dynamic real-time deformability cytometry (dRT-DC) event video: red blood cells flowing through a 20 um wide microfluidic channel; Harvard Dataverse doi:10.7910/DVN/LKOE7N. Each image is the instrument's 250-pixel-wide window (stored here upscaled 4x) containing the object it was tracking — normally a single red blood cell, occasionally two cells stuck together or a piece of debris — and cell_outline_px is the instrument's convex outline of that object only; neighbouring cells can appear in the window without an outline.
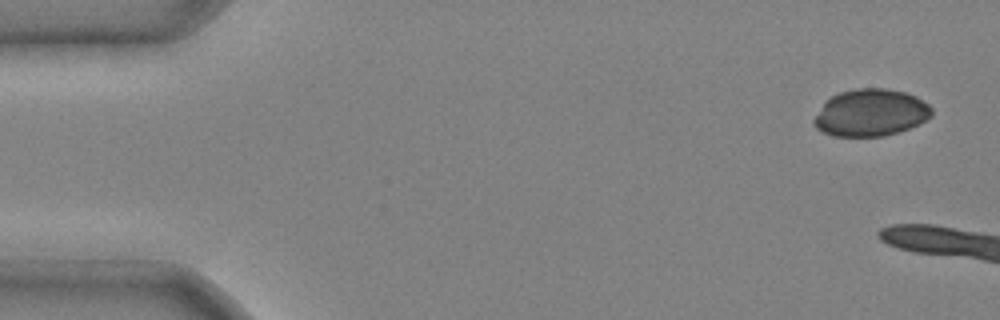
{"species": "common noctule bat (a hibernating species)", "species_latin": "Nyctalus noctula", "temperature_condition": "cold", "stored_images_in_passage": 4, "camera_frame_rate_fps": 3000, "um_per_image_px": 0.085, "animal": {"sex": "male", "body_mass_g": 20.4}, "frame": {"image": 1, "passage_image": 1, "time_ms": 0.0, "image_size_px": [1000, 320], "cell_outline_px": [[932, 116], [920, 124], [900, 132], [884, 136], [832, 136], [816, 128], [812, 124], [812, 120], [824, 100], [840, 92], [856, 88], [884, 88], [904, 92], [916, 96], [928, 104], [932, 108]], "centroid_in_image_um": [74.0, 9.59], "position_along_channel_um": 11.0, "area_um2": 32.66}}